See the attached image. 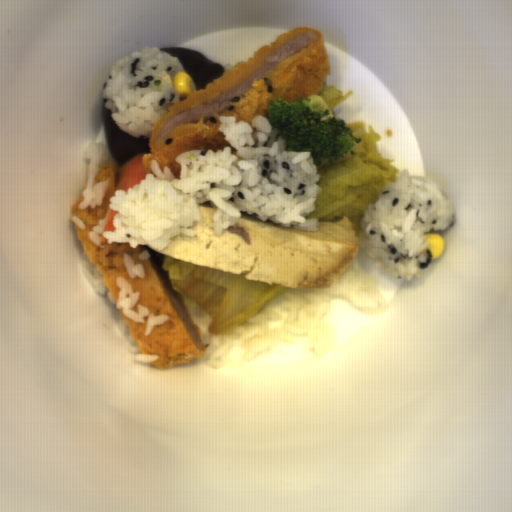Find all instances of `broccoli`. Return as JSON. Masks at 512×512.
Returning a JSON list of instances; mask_svg holds the SVG:
<instances>
[{"instance_id":"1","label":"broccoli","mask_w":512,"mask_h":512,"mask_svg":"<svg viewBox=\"0 0 512 512\" xmlns=\"http://www.w3.org/2000/svg\"><path fill=\"white\" fill-rule=\"evenodd\" d=\"M272 129L285 139L287 151L310 152L316 166L352 157L362 138L345 120L337 118L321 96L298 97L294 102L272 98L267 105Z\"/></svg>"}]
</instances>
